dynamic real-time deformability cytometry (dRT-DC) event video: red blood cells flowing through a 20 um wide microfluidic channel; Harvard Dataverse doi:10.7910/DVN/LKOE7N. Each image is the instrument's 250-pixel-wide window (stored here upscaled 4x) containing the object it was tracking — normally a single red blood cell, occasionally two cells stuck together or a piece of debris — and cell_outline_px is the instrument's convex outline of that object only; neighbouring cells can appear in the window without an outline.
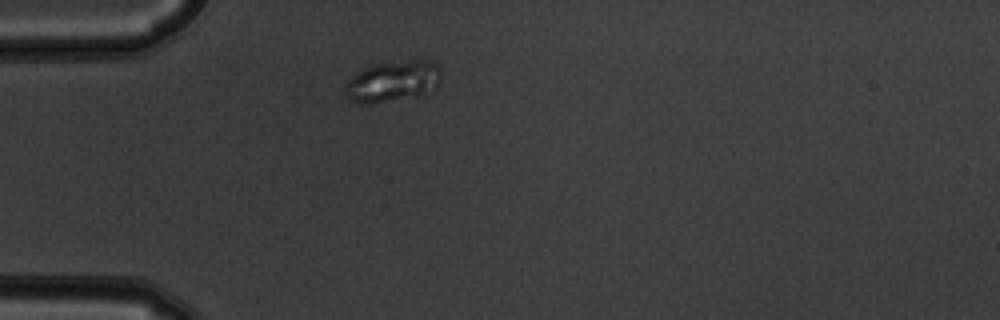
{"species": "common noctule bat (a hibernating species)", "species_latin": "Nyctalus noctula", "temperature_condition": "warm", "stored_images_in_passage": 1, "camera_frame_rate_fps": 3000, "um_per_image_px": 0.085, "animal": {"sex": "male", "body_mass_g": 19.5, "forearm_length_mm": 54.6}, "frame": {"image": 1, "passage_image": 1, "time_ms": 0.0, "image_size_px": [1000, 320], "cell_outline_px": [[440, 80], [436, 88], [428, 96], [368, 104], [360, 104], [352, 100], [344, 92], [344, 84], [352, 76], [376, 64], [420, 60], [436, 60], [440, 68]], "centroid_in_image_um": [33.47, 6.95], "position_along_channel_um": 51.5, "area_um2": 23.29}}